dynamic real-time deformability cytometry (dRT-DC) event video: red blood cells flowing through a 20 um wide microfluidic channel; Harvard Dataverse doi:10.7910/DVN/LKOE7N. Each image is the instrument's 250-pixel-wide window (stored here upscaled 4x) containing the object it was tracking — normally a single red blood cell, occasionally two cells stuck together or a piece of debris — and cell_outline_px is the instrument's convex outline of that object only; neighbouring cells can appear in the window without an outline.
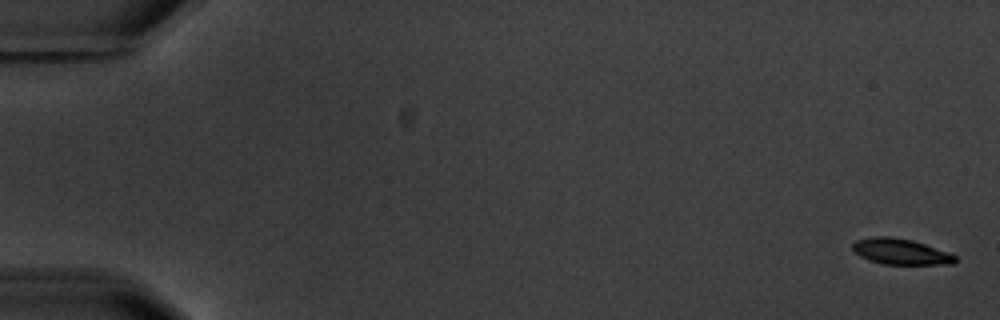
{"species": "common noctule bat (a hibernating species)", "species_latin": "Nyctalus noctula", "temperature_condition": "warm", "stored_images_in_passage": 10, "camera_frame_rate_fps": 3000, "um_per_image_px": 0.085, "animal": {"sex": "male", "body_mass_g": 20.1, "forearm_length_mm": 53.5}, "frame": {"image": 1, "passage_image": 1, "time_ms": 0.0, "image_size_px": [1000, 320], "cell_outline_px": [[956, 260], [952, 264], [884, 264], [868, 260], [852, 252], [852, 244], [856, 240], [876, 236], [892, 236], [912, 240], [948, 252], [956, 256]], "centroid_in_image_um": [76.51, 21.38], "position_along_channel_um": 8.5, "area_um2": 15.43}}
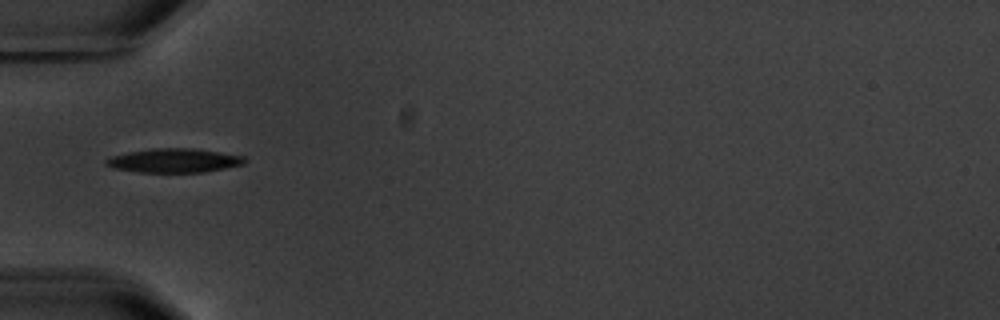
{"frame": {"image": 2, "passage_image": 4, "time_ms": 9.0, "image_size_px": [1000, 320], "cell_outline_px": [[248, 160], [244, 164], [204, 172], [140, 172], [112, 168], [104, 164], [104, 160], [108, 156], [128, 152], [152, 148], [192, 148], [220, 152], [244, 156]], "centroid_in_image_um": [14.76, 13.64], "position_along_channel_um": 70.2, "area_um2": 19.54}}
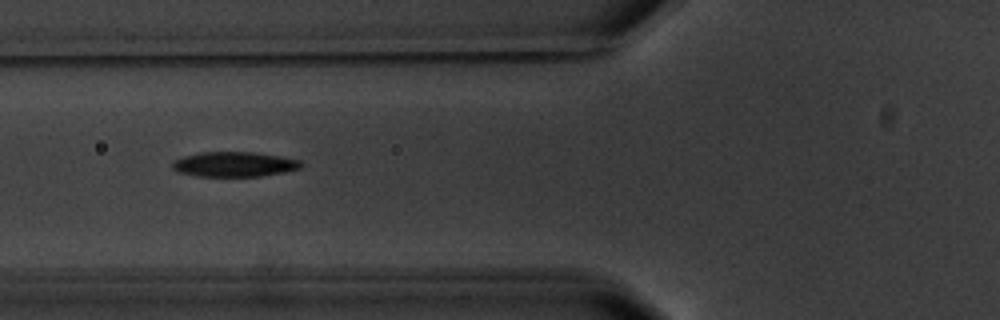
{"frame": {"image": 3, "passage_image": 5, "time_ms": 10.0, "image_size_px": [1000, 320], "cell_outline_px": [[304, 164], [300, 168], [284, 172], [260, 176], [196, 176], [180, 172], [172, 168], [172, 160], [184, 156], [200, 152], [252, 152], [280, 156], [300, 160]], "centroid_in_image_um": [19.91, 13.96], "position_along_channel_um": 105.9, "area_um2": 18.67}}